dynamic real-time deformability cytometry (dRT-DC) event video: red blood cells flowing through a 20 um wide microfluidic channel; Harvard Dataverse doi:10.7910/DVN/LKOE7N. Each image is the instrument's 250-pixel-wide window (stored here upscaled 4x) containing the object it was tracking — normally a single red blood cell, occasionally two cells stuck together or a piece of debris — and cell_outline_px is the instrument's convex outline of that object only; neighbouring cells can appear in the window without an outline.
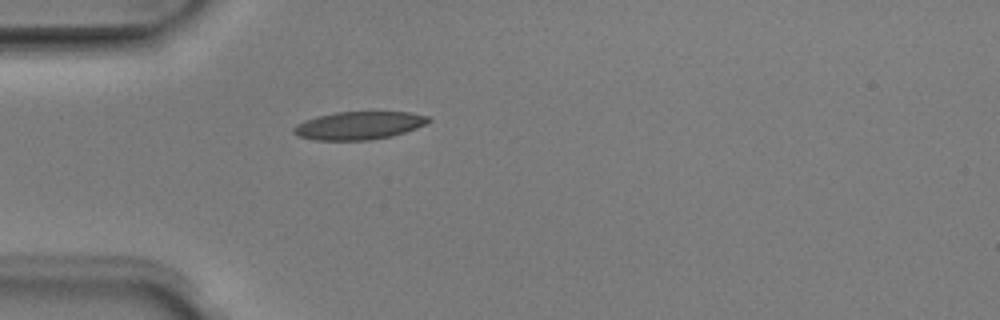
{"species": "Egyptian fruit bat (a non-hibernating species)", "species_latin": "Rousettus aegyptiacus", "temperature_condition": "room temperature", "stored_images_in_passage": 25, "camera_frame_rate_fps": 3000, "um_per_image_px": 0.085, "animal": {"sex": "male"}, "frame": {"image": 1, "passage_image": 1, "time_ms": 0.0, "image_size_px": [1000, 320], "cell_outline_px": [[432, 120], [416, 128], [392, 136], [372, 140], [316, 140], [300, 136], [292, 132], [292, 128], [296, 124], [304, 120], [316, 116], [336, 112], [412, 112], [428, 116]], "centroid_in_image_um": [30.5, 10.66], "position_along_channel_um": 54.5, "area_um2": 22.02}}
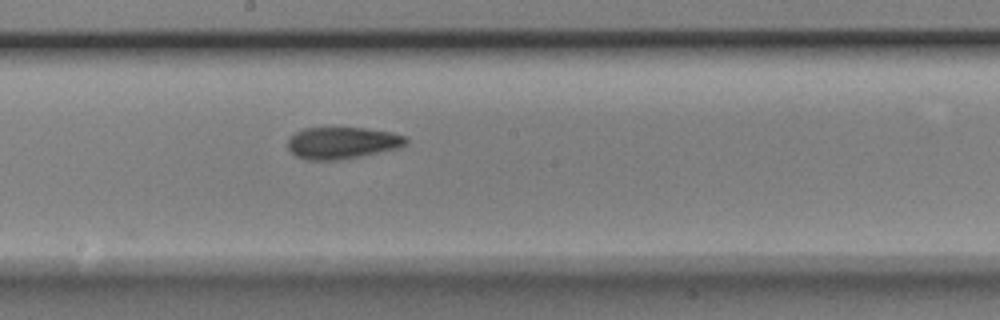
{"frame": {"image": 2, "passage_image": 14, "time_ms": 4.333, "image_size_px": [1000, 320], "cell_outline_px": [[408, 144], [400, 148], [360, 156], [336, 160], [308, 160], [296, 156], [288, 148], [288, 140], [296, 132], [304, 128], [364, 128], [392, 132], [408, 136]], "centroid_in_image_um": [29.14, 12.14], "position_along_channel_um": 219.1, "area_um2": 21.96}}
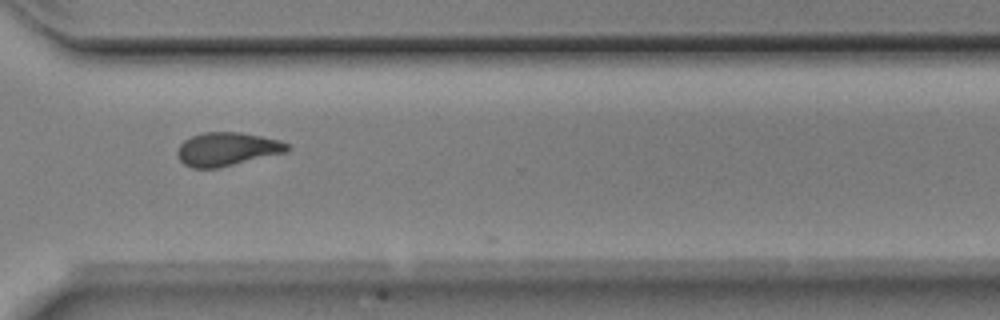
{"frame": {"image": 3, "passage_image": 24, "time_ms": 7.667, "image_size_px": [1000, 320], "cell_outline_px": [[288, 152], [220, 168], [192, 168], [184, 164], [180, 160], [176, 152], [180, 144], [184, 140], [192, 136], [204, 132], [240, 132], [280, 140], [288, 144]], "centroid_in_image_um": [19.3, 12.68], "position_along_channel_um": 351.3, "area_um2": 21.56}}